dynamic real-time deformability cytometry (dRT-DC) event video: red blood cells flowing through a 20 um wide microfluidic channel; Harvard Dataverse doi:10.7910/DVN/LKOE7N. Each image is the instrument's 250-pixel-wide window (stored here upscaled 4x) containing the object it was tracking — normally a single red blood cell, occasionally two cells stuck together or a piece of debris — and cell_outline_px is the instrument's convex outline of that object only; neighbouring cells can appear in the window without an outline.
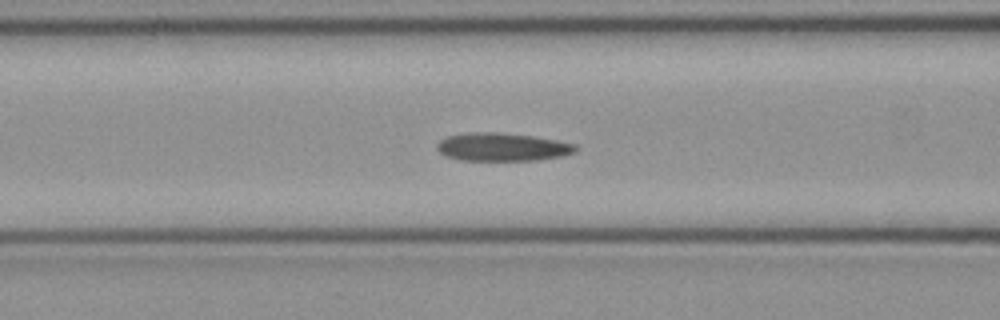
{"species": "common noctule bat (a hibernating species)", "species_latin": "Nyctalus noctula", "temperature_condition": "cold", "stored_images_in_passage": 47, "camera_frame_rate_fps": 3000, "um_per_image_px": 0.085, "animal": {"sex": "female", "body_mass_g": 21.9}, "frame": {"image": 1, "passage_image": 15, "time_ms": 4.667, "image_size_px": [1000, 320], "cell_outline_px": [[580, 148], [576, 152], [564, 156], [536, 160], [460, 160], [444, 156], [436, 148], [436, 144], [440, 140], [448, 136], [476, 132], [496, 132], [532, 136], [556, 140], [576, 144]], "centroid_in_image_um": [42.73, 12.5], "position_along_channel_um": 123.9, "area_um2": 22.77}}
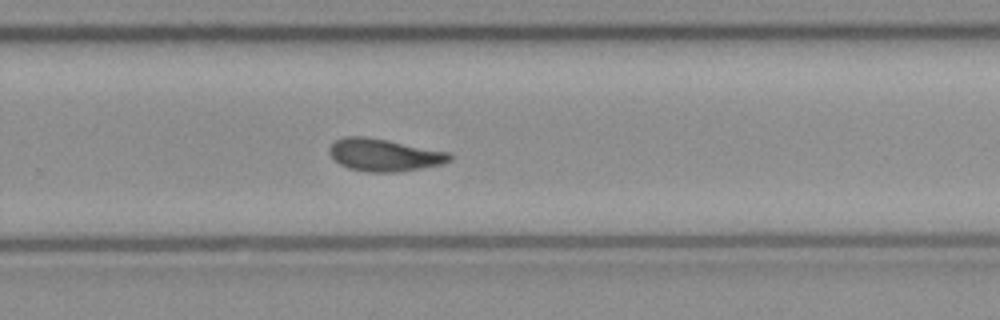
{"frame": {"image": 2, "passage_image": 28, "time_ms": 9.0, "image_size_px": [1000, 320], "cell_outline_px": [[452, 160], [440, 164], [400, 172], [368, 172], [348, 168], [340, 164], [328, 152], [328, 148], [336, 140], [344, 136], [364, 136], [388, 140], [452, 152]], "centroid_in_image_um": [32.67, 13.16], "position_along_channel_um": 297.1, "area_um2": 22.83}}
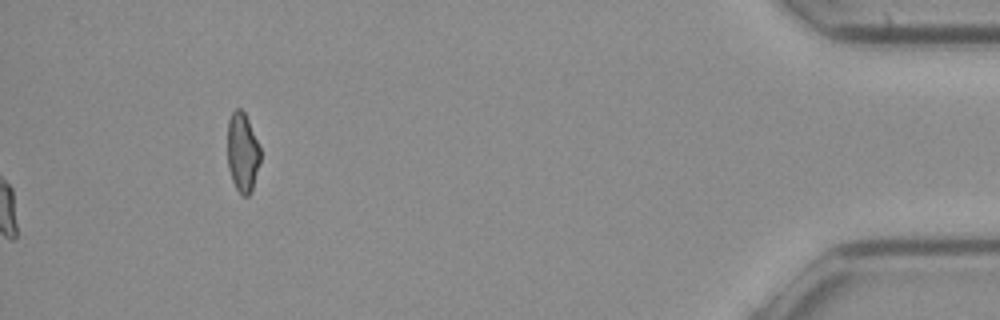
{"frame": {"image": 3, "passage_image": 47, "time_ms": 15.333, "image_size_px": [1000, 320], "cell_outline_px": [[260, 160], [252, 192], [248, 196], [240, 196], [232, 180], [228, 168], [228, 120], [232, 112], [236, 108], [240, 108], [244, 112], [248, 120], [260, 148]], "centroid_in_image_um": [20.61, 12.99], "position_along_channel_um": 414.6, "area_um2": 15.2}, "authors_computed_cell_mechanics": {"area_um2": 22.3686, "velocity_mm_per_s": 4.0049, "shape_relaxation_time_tau1_ms": null, "shape_relaxation_time_tau2_ms": 4.1031, "deformation_change_tau1": null, "deformation_change_tau2": 0.0914}}